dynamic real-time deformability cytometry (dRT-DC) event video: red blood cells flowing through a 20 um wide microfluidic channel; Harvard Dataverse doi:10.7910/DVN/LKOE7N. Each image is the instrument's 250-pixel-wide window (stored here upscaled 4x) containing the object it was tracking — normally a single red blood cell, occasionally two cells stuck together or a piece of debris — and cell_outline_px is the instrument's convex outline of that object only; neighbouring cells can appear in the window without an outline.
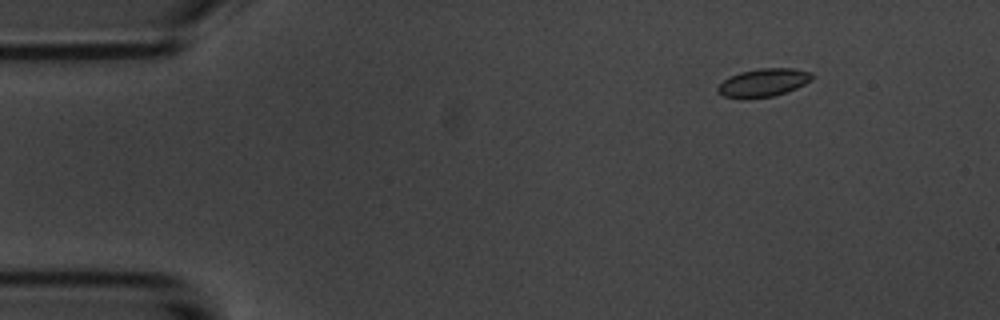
{"species": "common noctule bat (a hibernating species)", "species_latin": "Nyctalus noctula", "temperature_condition": "room temperature", "stored_images_in_passage": 6, "camera_frame_rate_fps": 3000, "um_per_image_px": 0.085, "animal": {"sex": "male", "body_mass_g": 20.1, "forearm_length_mm": 53.5}, "frame": {"image": 1, "passage_image": 2, "time_ms": 1.333, "image_size_px": [1000, 320], "cell_outline_px": [[816, 76], [812, 80], [788, 92], [772, 96], [724, 96], [716, 88], [724, 80], [740, 72], [760, 68], [792, 68], [812, 72]], "centroid_in_image_um": [65.0, 6.97], "position_along_channel_um": 20.0, "area_um2": 14.91}}
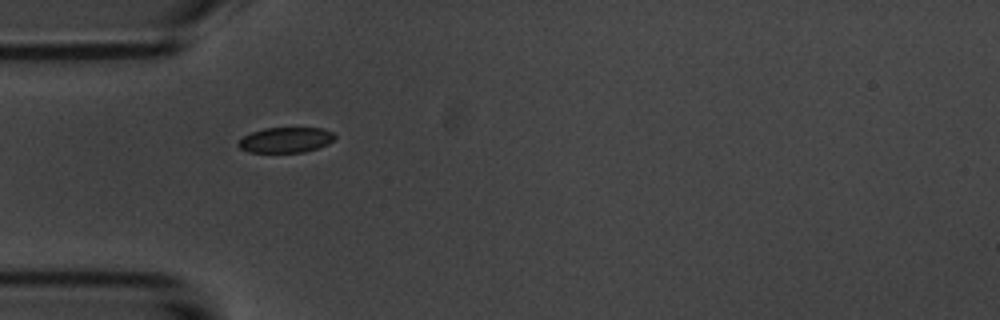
{"frame": {"image": 2, "passage_image": 5, "time_ms": 4.667, "image_size_px": [1000, 320], "cell_outline_px": [[336, 136], [328, 144], [304, 152], [248, 152], [240, 148], [236, 144], [244, 136], [252, 132], [264, 128], [324, 128], [332, 132]], "centroid_in_image_um": [24.28, 11.89], "position_along_channel_um": 60.7, "area_um2": 14.16}}
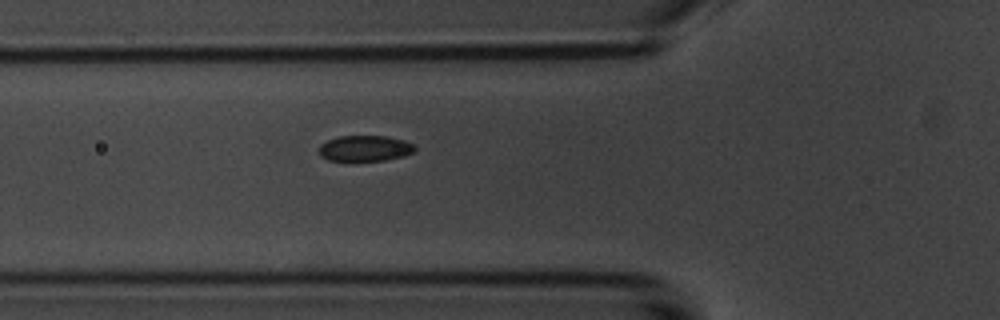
{"frame": {"image": 3, "passage_image": 6, "time_ms": 5.667, "image_size_px": [1000, 320], "cell_outline_px": [[416, 148], [412, 152], [404, 156], [384, 160], [328, 160], [320, 156], [320, 144], [328, 140], [340, 136], [384, 136], [404, 140], [412, 144]], "centroid_in_image_um": [31.01, 12.6], "position_along_channel_um": 94.8, "area_um2": 14.16}}